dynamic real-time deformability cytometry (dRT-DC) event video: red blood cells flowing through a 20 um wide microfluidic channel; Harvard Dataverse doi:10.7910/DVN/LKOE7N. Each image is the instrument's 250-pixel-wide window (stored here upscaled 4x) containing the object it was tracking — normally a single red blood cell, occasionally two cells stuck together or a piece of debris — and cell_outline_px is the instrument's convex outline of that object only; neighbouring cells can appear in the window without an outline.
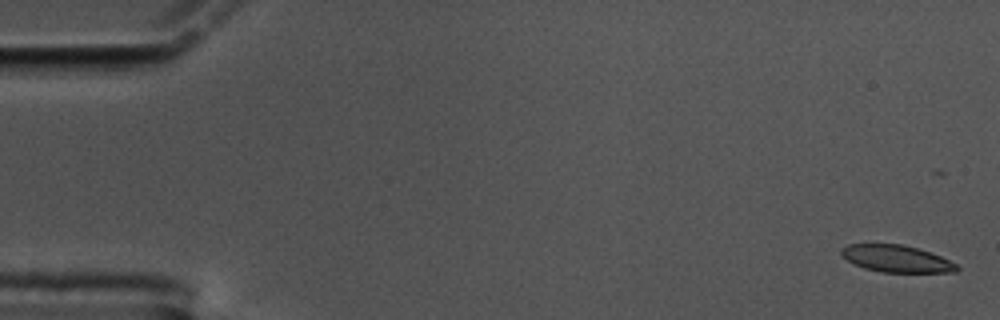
{"species": "common noctule bat (a hibernating species)", "species_latin": "Nyctalus noctula", "temperature_condition": "cold", "stored_images_in_passage": 29, "camera_frame_rate_fps": 3000, "um_per_image_px": 0.085, "animal": {"sex": "male", "body_mass_g": 17.5, "forearm_length_mm": 52.3}, "frame": {"image": 1, "passage_image": 2, "time_ms": 0.333, "image_size_px": [1000, 320], "cell_outline_px": [[960, 268], [956, 272], [880, 272], [864, 268], [848, 260], [840, 252], [840, 248], [848, 244], [900, 244], [916, 248], [940, 256], [956, 264]], "centroid_in_image_um": [76.18, 21.99], "position_along_channel_um": 8.8, "area_um2": 17.92}}
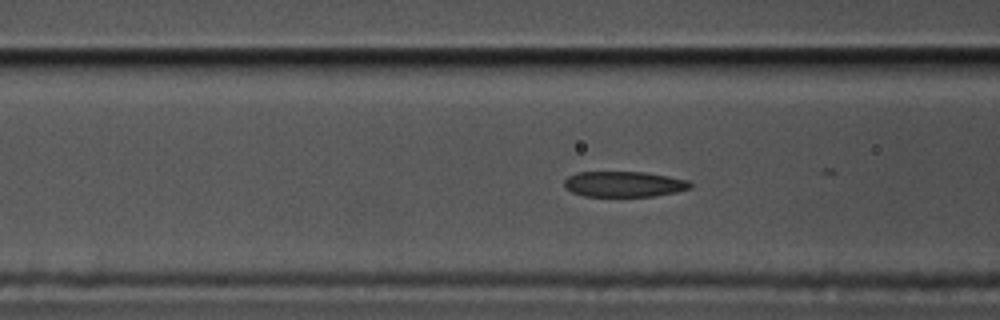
{"frame": {"image": 2, "passage_image": 23, "time_ms": 7.333, "image_size_px": [1000, 320], "cell_outline_px": [[692, 188], [676, 192], [652, 196], [584, 196], [572, 192], [564, 188], [564, 180], [568, 176], [576, 172], [644, 172], [668, 176], [688, 180], [692, 184]], "centroid_in_image_um": [53.02, 15.65], "position_along_channel_um": 113.6, "area_um2": 18.84}}
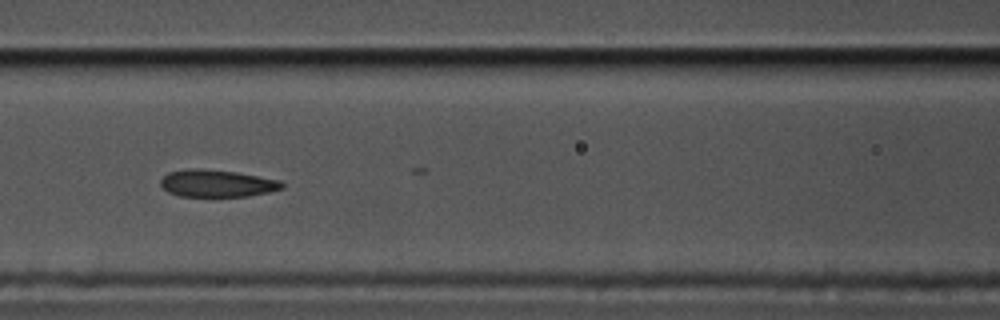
{"frame": {"image": 3, "passage_image": 26, "time_ms": 8.333, "image_size_px": [1000, 320], "cell_outline_px": [[284, 188], [268, 192], [248, 196], [180, 196], [168, 192], [160, 184], [160, 180], [168, 172], [188, 168], [196, 168], [236, 172], [280, 180], [284, 184]], "centroid_in_image_um": [18.43, 15.58], "position_along_channel_um": 148.2, "area_um2": 19.19}}